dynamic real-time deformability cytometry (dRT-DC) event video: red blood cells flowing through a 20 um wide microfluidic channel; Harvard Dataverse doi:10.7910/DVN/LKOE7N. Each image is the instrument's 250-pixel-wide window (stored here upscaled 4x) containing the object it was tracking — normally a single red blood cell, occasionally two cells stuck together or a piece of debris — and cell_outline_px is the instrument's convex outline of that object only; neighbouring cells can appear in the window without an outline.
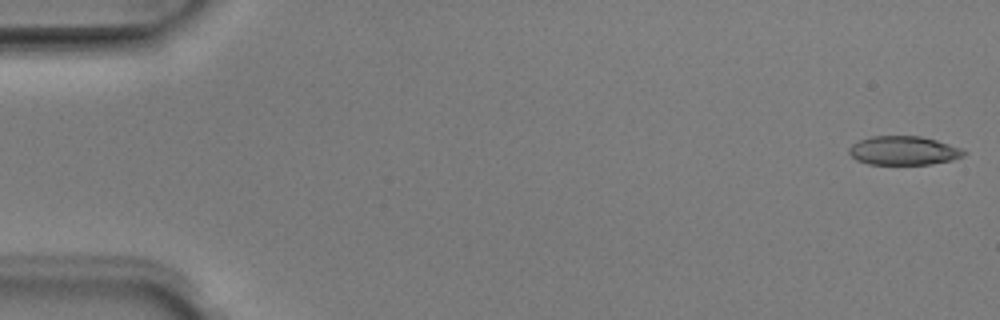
{"species": "Egyptian fruit bat (a non-hibernating species)", "species_latin": "Rousettus aegyptiacus", "temperature_condition": "room temperature", "stored_images_in_passage": 51, "camera_frame_rate_fps": 3000, "um_per_image_px": 0.085, "animal": {"sex": "male"}, "frame": {"image": 1, "passage_image": 1, "time_ms": 0.0, "image_size_px": [1000, 320], "cell_outline_px": [[968, 152], [964, 156], [952, 160], [932, 164], [868, 164], [856, 160], [848, 152], [848, 148], [852, 144], [860, 140], [872, 136], [920, 136], [936, 140], [960, 148]], "centroid_in_image_um": [76.8, 12.8], "position_along_channel_um": 8.2, "area_um2": 19.31}}
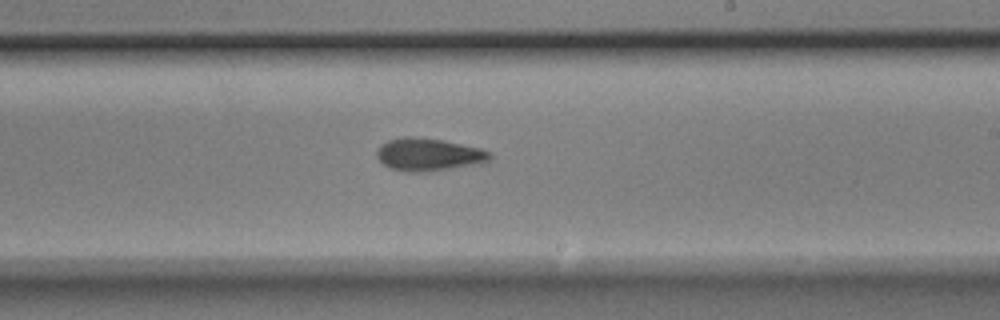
{"frame": {"image": 2, "passage_image": 30, "time_ms": 9.667, "image_size_px": [1000, 320], "cell_outline_px": [[492, 156], [488, 160], [476, 164], [428, 172], [404, 172], [392, 168], [384, 164], [376, 156], [376, 152], [380, 144], [388, 140], [400, 136], [412, 136], [444, 140], [480, 148], [492, 152]], "centroid_in_image_um": [36.41, 13.12], "position_along_channel_um": 252.6, "area_um2": 21.68}}
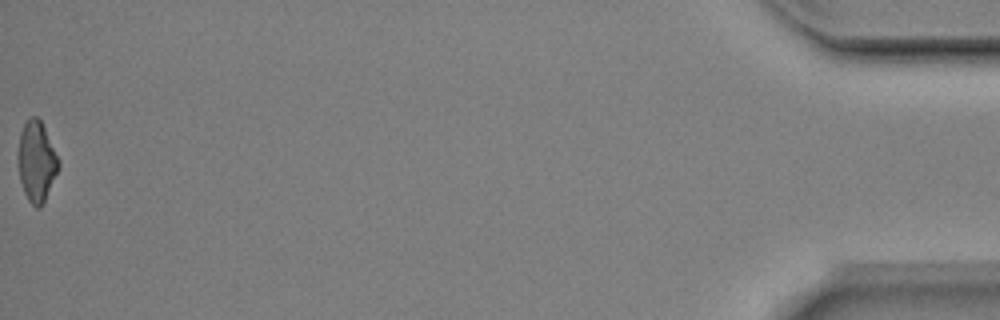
{"frame": {"image": 3, "passage_image": 51, "time_ms": 16.667, "image_size_px": [1000, 320], "cell_outline_px": [[60, 164], [44, 200], [40, 208], [36, 208], [28, 200], [24, 192], [20, 180], [20, 132], [24, 124], [32, 116], [36, 116], [40, 120], [60, 160]], "centroid_in_image_um": [3.13, 13.73], "position_along_channel_um": 432.1, "area_um2": 18.15}, "authors_computed_cell_mechanics": {"area_um2": 20.23, "velocity_mm_per_s": 3.978, "shape_relaxation_time_tau1_ms": 3.9279, "shape_relaxation_time_tau2_ms": 3.7019, "deformation_change_tau1": 0.1292, "deformation_change_tau2": 0.1193}}